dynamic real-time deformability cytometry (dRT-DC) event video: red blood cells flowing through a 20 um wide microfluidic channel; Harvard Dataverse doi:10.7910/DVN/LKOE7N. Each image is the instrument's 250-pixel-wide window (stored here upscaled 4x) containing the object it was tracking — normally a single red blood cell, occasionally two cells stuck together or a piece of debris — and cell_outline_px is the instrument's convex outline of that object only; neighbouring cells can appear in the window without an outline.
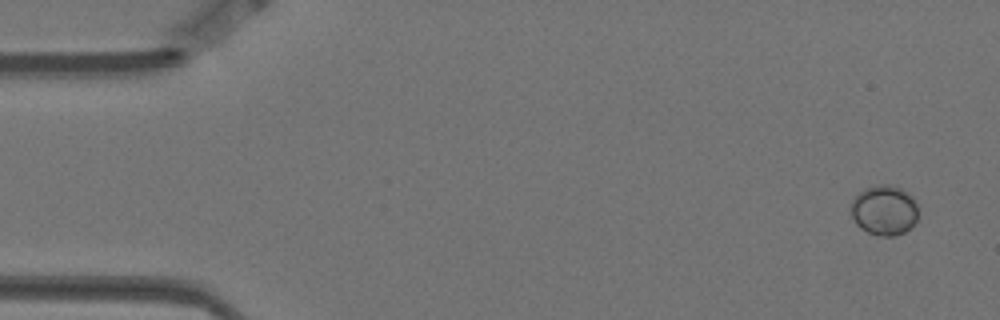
{"species": "Egyptian fruit bat (a non-hibernating species)", "species_latin": "Rousettus aegyptiacus", "temperature_condition": "warm", "stored_images_in_passage": 5, "camera_frame_rate_fps": 3000, "um_per_image_px": 0.085, "animal": {"sex": "female"}, "frame": {"image": 1, "passage_image": 1, "time_ms": 0.0, "image_size_px": [1000, 320], "cell_outline_px": [[916, 220], [904, 232], [896, 236], [880, 236], [868, 232], [860, 228], [852, 220], [852, 200], [864, 188], [876, 184], [888, 184], [900, 188], [912, 196], [916, 204]], "centroid_in_image_um": [75.13, 17.86], "position_along_channel_um": 9.9, "area_um2": 19.48}}
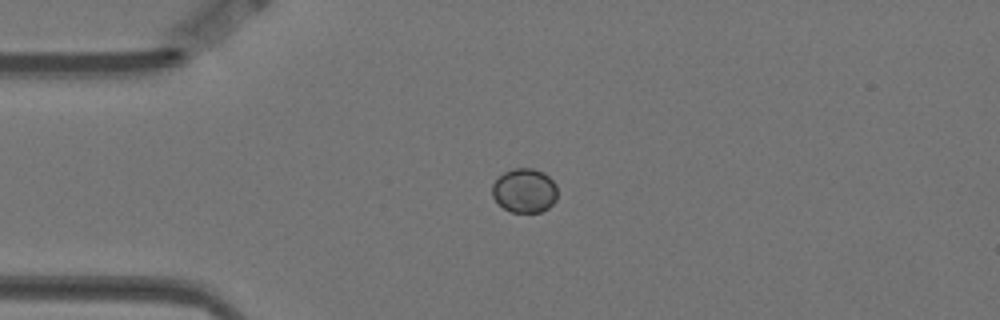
{"frame": {"image": 2, "passage_image": 4, "time_ms": 1.0, "image_size_px": [1000, 320], "cell_outline_px": [[556, 200], [548, 208], [540, 212], [512, 212], [504, 208], [492, 196], [492, 184], [504, 172], [512, 168], [532, 168], [544, 172], [556, 184]], "centroid_in_image_um": [44.59, 16.19], "position_along_channel_um": 40.4, "area_um2": 16.76}}